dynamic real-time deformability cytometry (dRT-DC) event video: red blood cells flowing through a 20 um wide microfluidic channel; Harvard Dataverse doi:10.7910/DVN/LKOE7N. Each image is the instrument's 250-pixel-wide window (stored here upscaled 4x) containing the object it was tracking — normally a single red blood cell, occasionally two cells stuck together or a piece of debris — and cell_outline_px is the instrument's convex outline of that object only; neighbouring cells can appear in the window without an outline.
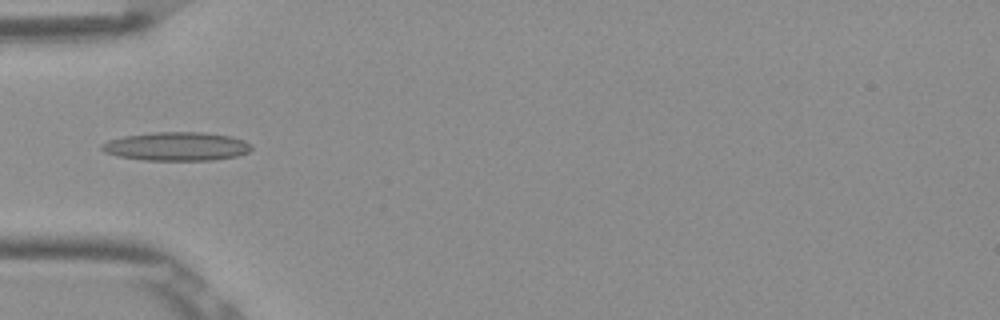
{"species": "Egyptian fruit bat (a non-hibernating species)", "species_latin": "Rousettus aegyptiacus", "temperature_condition": "room temperature", "stored_images_in_passage": 4, "camera_frame_rate_fps": 3000, "um_per_image_px": 0.085, "frame": {"image": 1, "passage_image": 3, "time_ms": 0.667, "image_size_px": [1000, 320], "cell_outline_px": [[252, 148], [248, 152], [236, 156], [212, 160], [144, 160], [116, 156], [104, 152], [100, 148], [100, 144], [108, 140], [124, 136], [152, 132], [204, 132], [232, 136], [244, 140], [252, 144]], "centroid_in_image_um": [15.0, 12.44], "position_along_channel_um": 70.0, "area_um2": 25.2}}
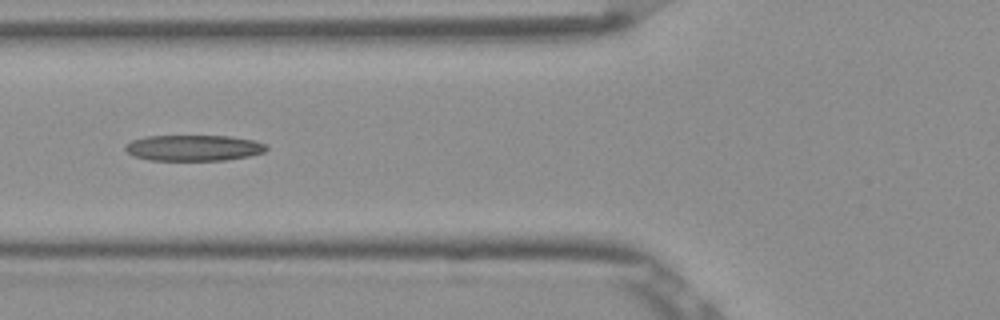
{"frame": {"image": 2, "passage_image": 4, "time_ms": 1.0, "image_size_px": [1000, 320], "cell_outline_px": [[268, 148], [264, 152], [248, 156], [224, 160], [148, 160], [132, 156], [124, 148], [124, 144], [132, 140], [148, 136], [232, 136], [256, 140], [268, 144]], "centroid_in_image_um": [16.47, 12.56], "position_along_channel_um": 109.3, "area_um2": 21.5}}